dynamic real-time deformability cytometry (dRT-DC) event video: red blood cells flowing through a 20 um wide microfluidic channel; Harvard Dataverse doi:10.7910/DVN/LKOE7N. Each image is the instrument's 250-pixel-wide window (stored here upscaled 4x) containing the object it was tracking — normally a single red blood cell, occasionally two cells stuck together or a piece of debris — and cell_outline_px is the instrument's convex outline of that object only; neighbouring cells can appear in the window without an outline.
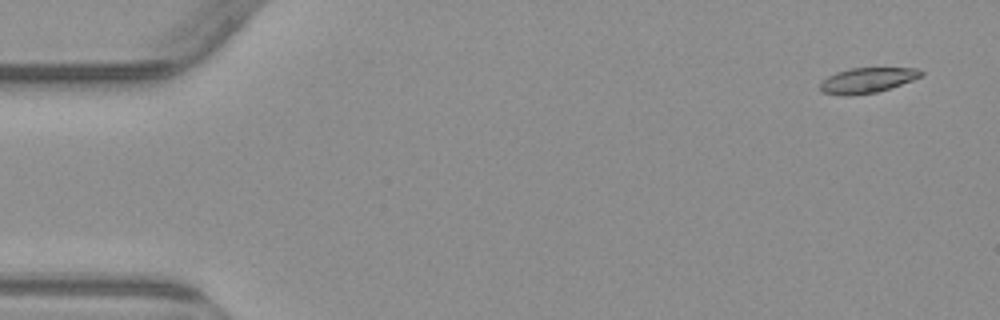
{"species": "common noctule bat (a hibernating species)", "species_latin": "Nyctalus noctula", "temperature_condition": "warm", "stored_images_in_passage": 4, "camera_frame_rate_fps": 3000, "um_per_image_px": 0.085, "animal": {"sex": "male", "body_mass_g": 23.1, "forearm_length_mm": 52.7}, "frame": {"image": 1, "passage_image": 1, "time_ms": 0.0, "image_size_px": [1000, 320], "cell_outline_px": [[924, 72], [920, 76], [912, 80], [876, 92], [852, 96], [844, 96], [820, 92], [820, 80], [836, 72], [852, 68], [916, 68]], "centroid_in_image_um": [73.64, 6.83], "position_along_channel_um": 11.4, "area_um2": 14.8}}